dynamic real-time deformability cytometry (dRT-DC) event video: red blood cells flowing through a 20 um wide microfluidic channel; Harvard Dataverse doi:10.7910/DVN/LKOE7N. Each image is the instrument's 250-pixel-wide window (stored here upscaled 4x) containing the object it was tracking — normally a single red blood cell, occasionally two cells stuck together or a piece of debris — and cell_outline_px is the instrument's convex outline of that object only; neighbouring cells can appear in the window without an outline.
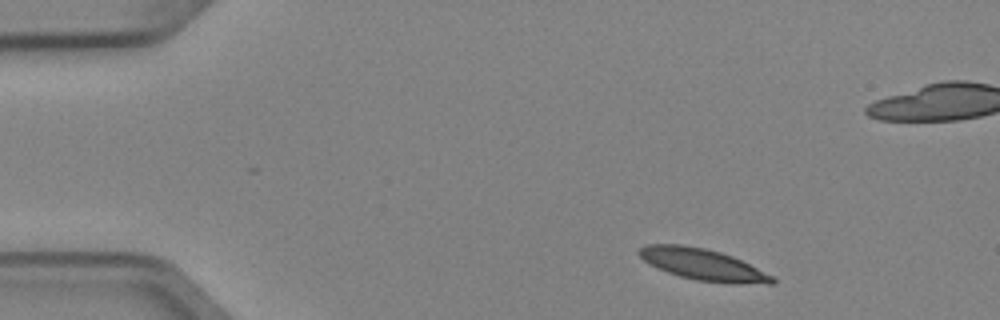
{"species": "Egyptian fruit bat (a non-hibernating species)", "species_latin": "Rousettus aegyptiacus", "temperature_condition": "cold", "stored_images_in_passage": 4, "camera_frame_rate_fps": 3000, "um_per_image_px": 0.085, "animal": {"sex": "female"}, "frame": {"image": 1, "passage_image": 1, "time_ms": 0.0, "image_size_px": [1000, 320], "cell_outline_px": [[776, 280], [772, 284], [736, 284], [696, 280], [680, 276], [668, 272], [644, 260], [636, 252], [644, 244], [680, 244], [704, 248], [720, 252], [732, 256], [772, 276]], "centroid_in_image_um": [59.73, 22.48], "position_along_channel_um": 25.3, "area_um2": 24.04}}